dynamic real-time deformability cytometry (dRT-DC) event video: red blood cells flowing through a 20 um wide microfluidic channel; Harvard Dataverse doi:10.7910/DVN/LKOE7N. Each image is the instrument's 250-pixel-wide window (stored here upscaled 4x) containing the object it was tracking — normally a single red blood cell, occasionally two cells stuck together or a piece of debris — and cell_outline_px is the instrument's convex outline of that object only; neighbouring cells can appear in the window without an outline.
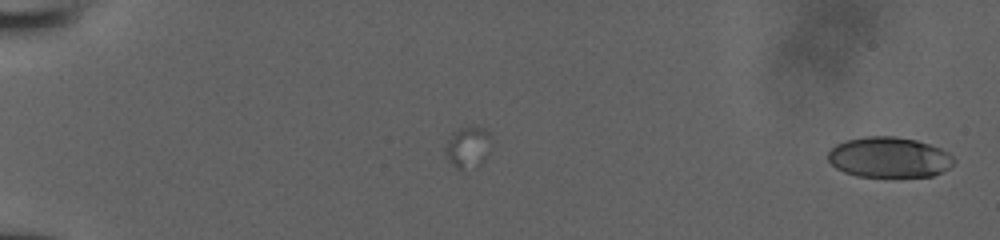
{"species": "human", "species_latin": "Homo sapiens", "temperature_condition": "room temperature", "stored_images_in_passage": 52, "camera_frame_rate_fps": 3000, "um_per_image_px": 0.085, "donor": {"sex": "male"}, "frame": {"image": 1, "passage_image": 1, "time_ms": 0.0, "image_size_px": [1000, 240], "cell_outline_px": [[952, 164], [948, 168], [932, 176], [856, 176], [844, 172], [836, 168], [828, 160], [828, 152], [836, 144], [844, 140], [864, 136], [892, 136], [916, 140], [940, 148], [948, 152], [952, 156]], "centroid_in_image_um": [75.52, 13.36], "position_along_channel_um": 9.5, "area_um2": 29.48}}
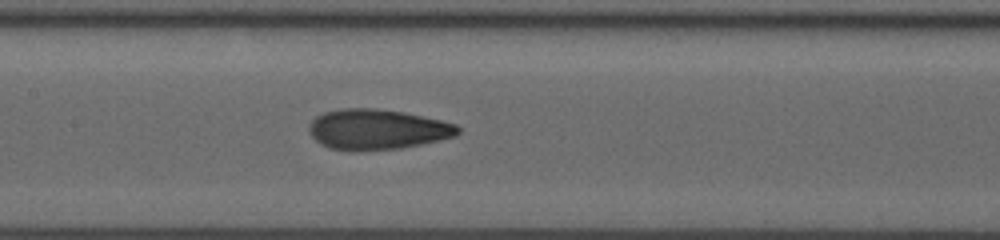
{"frame": {"image": 2, "passage_image": 28, "time_ms": 9.0, "image_size_px": [1000, 240], "cell_outline_px": [[460, 132], [456, 136], [440, 140], [400, 148], [360, 152], [352, 152], [328, 148], [320, 144], [308, 132], [308, 128], [312, 120], [316, 116], [324, 112], [344, 108], [376, 108], [404, 112], [440, 120], [456, 124], [460, 128]], "centroid_in_image_um": [32.04, 11.01], "position_along_channel_um": 175.4, "area_um2": 35.37}}
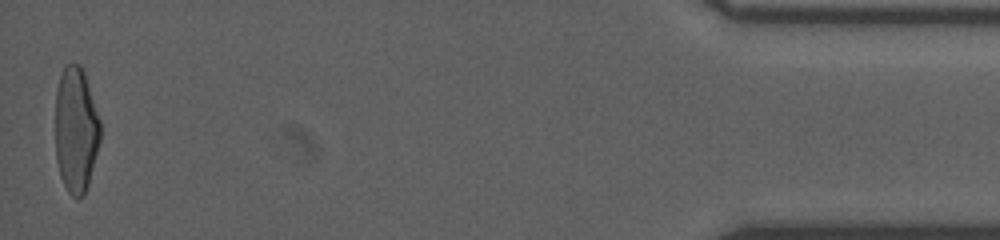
{"frame": {"image": 3, "passage_image": 52, "time_ms": 17.0, "image_size_px": [1000, 240], "cell_outline_px": [[100, 140], [88, 184], [84, 192], [80, 196], [72, 196], [68, 192], [60, 176], [56, 160], [56, 88], [60, 76], [64, 68], [68, 64], [80, 64], [84, 72], [100, 120]], "centroid_in_image_um": [6.45, 11.02], "position_along_channel_um": 428.8, "area_um2": 32.54}}